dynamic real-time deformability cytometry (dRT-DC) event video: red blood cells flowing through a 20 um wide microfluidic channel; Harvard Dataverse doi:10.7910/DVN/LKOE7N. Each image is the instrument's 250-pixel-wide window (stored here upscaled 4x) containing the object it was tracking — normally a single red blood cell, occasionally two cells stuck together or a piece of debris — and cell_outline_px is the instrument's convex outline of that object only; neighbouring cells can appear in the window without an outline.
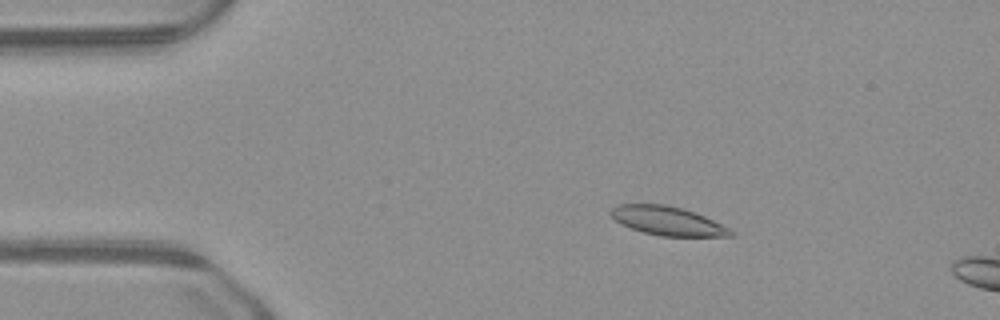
{"species": "common noctule bat (a hibernating species)", "species_latin": "Nyctalus noctula", "temperature_condition": "warm", "stored_images_in_passage": 11, "camera_frame_rate_fps": 3000, "um_per_image_px": 0.085, "animal": {"sex": "male", "body_mass_g": 23.1, "forearm_length_mm": 52.7}, "frame": {"image": 1, "passage_image": 8, "time_ms": 2.333, "image_size_px": [1000, 320], "cell_outline_px": [[736, 232], [732, 236], [660, 236], [644, 232], [632, 228], [616, 220], [608, 212], [616, 204], [664, 204], [680, 208], [704, 216]], "centroid_in_image_um": [56.73, 18.77], "position_along_channel_um": 28.3, "area_um2": 19.77}}